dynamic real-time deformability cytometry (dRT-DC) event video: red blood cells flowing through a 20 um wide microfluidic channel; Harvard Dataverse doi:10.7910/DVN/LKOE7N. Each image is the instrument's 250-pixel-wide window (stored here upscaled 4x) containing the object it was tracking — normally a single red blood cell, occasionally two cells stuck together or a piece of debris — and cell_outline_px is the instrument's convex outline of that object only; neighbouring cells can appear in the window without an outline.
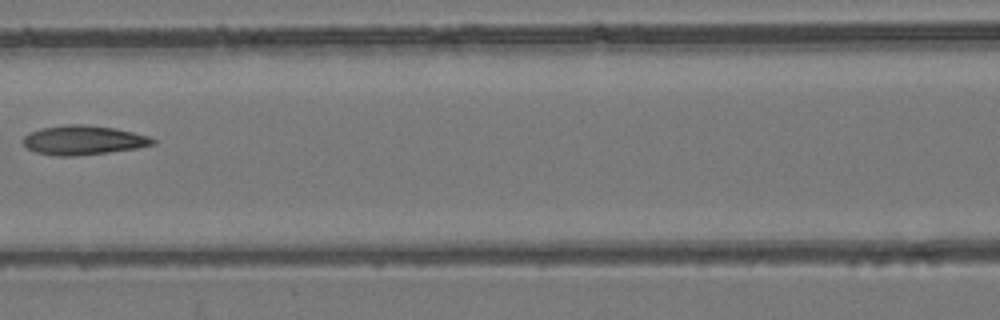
{"species": "common noctule bat (a hibernating species)", "species_latin": "Nyctalus noctula", "temperature_condition": "room temperature", "stored_images_in_passage": 5, "camera_frame_rate_fps": 3000, "um_per_image_px": 0.085, "animal": {"sex": "female", "body_mass_g": 24.6, "forearm_length_mm": 56.2}, "frame": {"image": 1, "passage_image": 4, "time_ms": 3.333, "image_size_px": [1000, 320], "cell_outline_px": [[156, 144], [136, 148], [108, 152], [76, 156], [60, 156], [36, 152], [28, 148], [24, 144], [24, 136], [40, 128], [68, 124], [84, 124], [116, 128], [148, 136], [156, 140]], "centroid_in_image_um": [7.11, 11.91], "position_along_channel_um": 159.5, "area_um2": 21.96}}
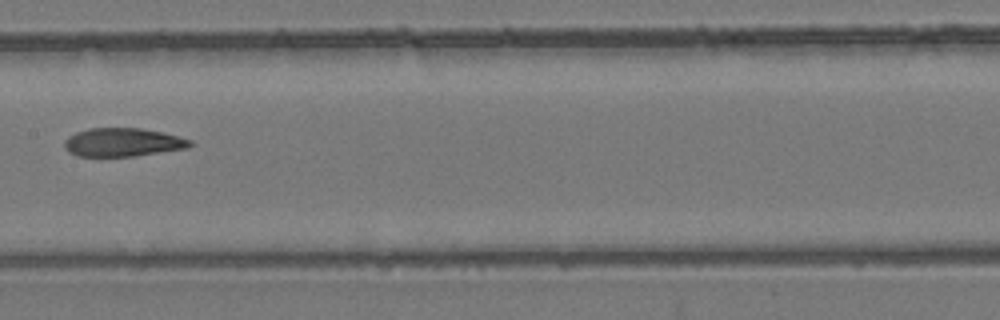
{"frame": {"image": 2, "passage_image": 5, "time_ms": 4.333, "image_size_px": [1000, 320], "cell_outline_px": [[196, 144], [188, 148], [132, 156], [76, 156], [68, 152], [64, 148], [64, 140], [68, 136], [76, 132], [88, 128], [140, 128], [160, 132], [192, 140]], "centroid_in_image_um": [10.41, 12.09], "position_along_channel_um": 197.0, "area_um2": 20.87}}